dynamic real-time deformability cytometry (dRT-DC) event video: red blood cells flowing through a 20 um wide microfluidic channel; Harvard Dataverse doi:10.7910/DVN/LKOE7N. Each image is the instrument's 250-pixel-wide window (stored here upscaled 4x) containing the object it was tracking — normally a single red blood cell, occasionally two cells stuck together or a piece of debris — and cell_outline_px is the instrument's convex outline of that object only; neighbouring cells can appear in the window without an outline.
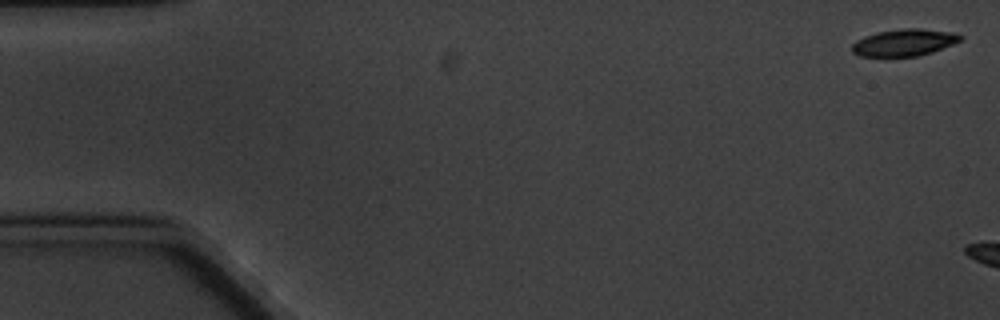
{"species": "common noctule bat (a hibernating species)", "species_latin": "Nyctalus noctula", "temperature_condition": "cold", "stored_images_in_passage": 3, "camera_frame_rate_fps": 3000, "um_per_image_px": 0.085, "animal": {"sex": "male", "body_mass_g": 20.1, "forearm_length_mm": 53.5}, "frame": {"image": 1, "passage_image": 1, "time_ms": 0.0, "image_size_px": [1000, 320], "cell_outline_px": [[964, 36], [960, 40], [952, 44], [932, 52], [916, 56], [860, 56], [852, 52], [852, 44], [856, 40], [864, 36], [876, 32], [900, 28], [920, 28], [952, 32]], "centroid_in_image_um": [76.83, 3.6], "position_along_channel_um": 8.2, "area_um2": 16.99}}